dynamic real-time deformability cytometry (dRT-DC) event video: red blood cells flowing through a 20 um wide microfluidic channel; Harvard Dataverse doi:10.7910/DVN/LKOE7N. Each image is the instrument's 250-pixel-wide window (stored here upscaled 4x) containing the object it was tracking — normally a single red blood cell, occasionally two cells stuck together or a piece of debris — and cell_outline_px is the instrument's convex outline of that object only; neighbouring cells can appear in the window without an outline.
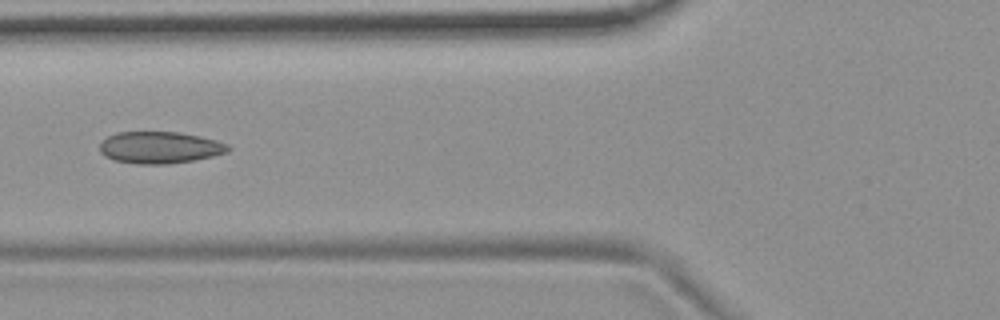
{"species": "common noctule bat (a hibernating species)", "species_latin": "Nyctalus noctula", "temperature_condition": "room temperature", "stored_images_in_passage": 6, "camera_frame_rate_fps": 3000, "um_per_image_px": 0.085, "animal": {"sex": "female", "body_mass_g": 19.9}, "frame": {"image": 1, "passage_image": 6, "time_ms": 5.667, "image_size_px": [1000, 320], "cell_outline_px": [[232, 148], [228, 152], [196, 160], [168, 164], [136, 164], [112, 160], [104, 156], [100, 152], [100, 144], [108, 136], [116, 132], [180, 132], [200, 136], [216, 140], [228, 144]], "centroid_in_image_um": [13.59, 12.54], "position_along_channel_um": 112.2, "area_um2": 24.04}}